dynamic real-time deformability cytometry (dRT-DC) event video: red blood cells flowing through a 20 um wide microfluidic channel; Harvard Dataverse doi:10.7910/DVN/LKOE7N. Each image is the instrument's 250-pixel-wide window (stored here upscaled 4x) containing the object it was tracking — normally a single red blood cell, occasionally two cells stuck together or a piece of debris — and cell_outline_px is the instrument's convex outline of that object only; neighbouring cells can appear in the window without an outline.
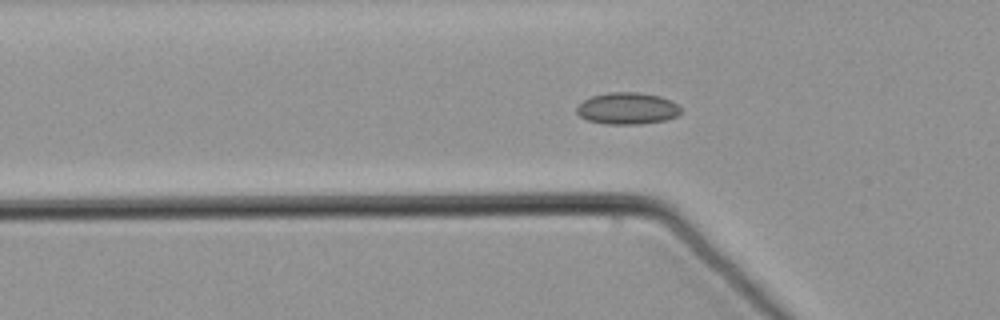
{"species": "common noctule bat (a hibernating species)", "species_latin": "Nyctalus noctula", "temperature_condition": "warm", "stored_images_in_passage": 61, "camera_frame_rate_fps": 3000, "um_per_image_px": 0.085, "animal": {"sex": "male", "body_mass_g": 21.5, "forearm_length_mm": 52.0}, "frame": {"image": 1, "passage_image": 21, "time_ms": 6.667, "image_size_px": [1000, 320], "cell_outline_px": [[680, 112], [676, 116], [664, 120], [640, 124], [608, 124], [588, 120], [580, 116], [576, 112], [576, 108], [584, 100], [592, 96], [608, 92], [640, 92], [660, 96], [672, 100], [680, 108]], "centroid_in_image_um": [53.32, 9.2], "position_along_channel_um": 72.5, "area_um2": 19.19}}
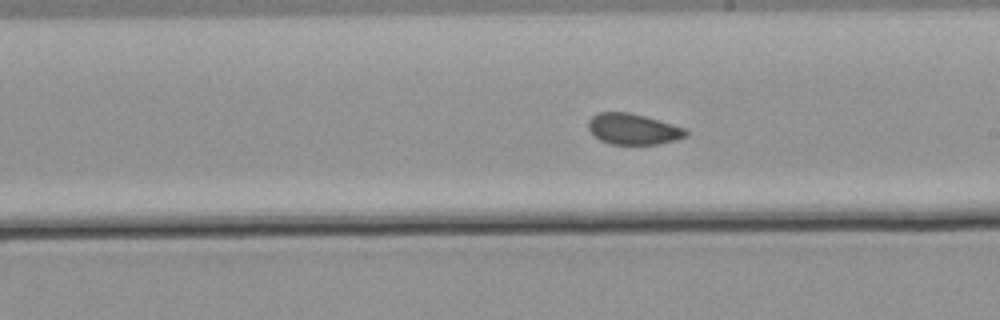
{"frame": {"image": 2, "passage_image": 35, "time_ms": 11.333, "image_size_px": [1000, 320], "cell_outline_px": [[688, 136], [676, 140], [656, 144], [612, 144], [600, 140], [588, 128], [588, 120], [592, 116], [600, 112], [628, 112], [644, 116], [688, 128]], "centroid_in_image_um": [53.86, 10.97], "position_along_channel_um": 235.1, "area_um2": 17.57}}
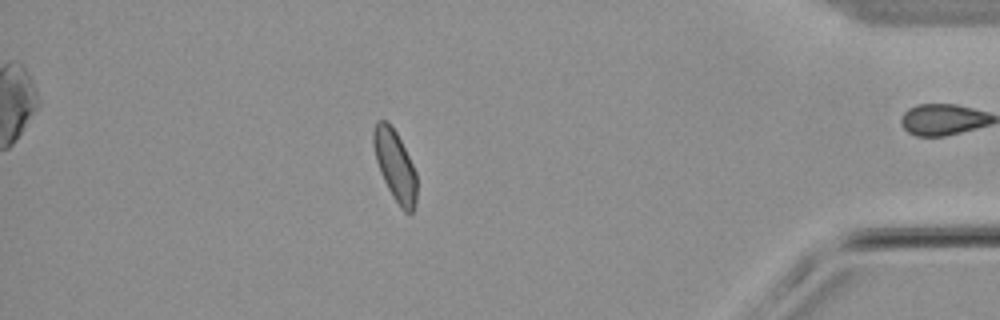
{"frame": {"image": 3, "passage_image": 53, "time_ms": 17.333, "image_size_px": [1000, 320], "cell_outline_px": [[416, 204], [412, 212], [404, 212], [400, 208], [392, 196], [380, 172], [376, 160], [372, 144], [372, 132], [376, 120], [384, 120], [396, 132], [416, 172]], "centroid_in_image_um": [33.56, 14.08], "position_along_channel_um": 401.6, "area_um2": 17.69}}